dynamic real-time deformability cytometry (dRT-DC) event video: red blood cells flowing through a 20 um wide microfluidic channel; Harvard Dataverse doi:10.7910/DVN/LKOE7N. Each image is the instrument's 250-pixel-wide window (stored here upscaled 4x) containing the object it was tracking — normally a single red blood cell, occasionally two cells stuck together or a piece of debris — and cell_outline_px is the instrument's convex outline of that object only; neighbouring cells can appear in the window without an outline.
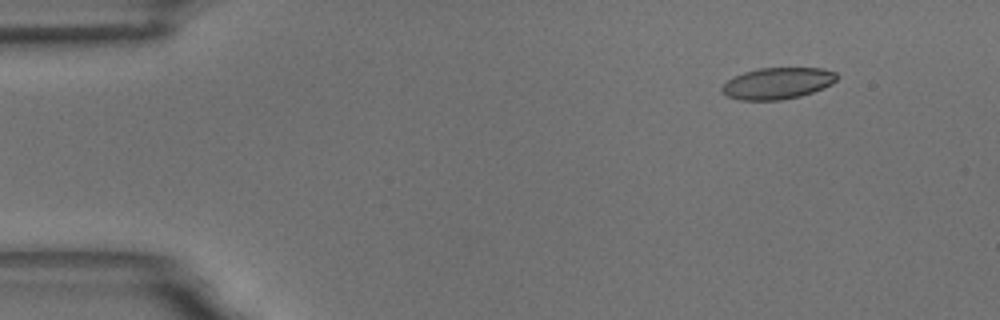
{"species": "common noctule bat (a hibernating species)", "species_latin": "Nyctalus noctula", "temperature_condition": "room temperature", "stored_images_in_passage": 3, "camera_frame_rate_fps": 3000, "um_per_image_px": 0.085, "animal": {"sex": "male", "body_mass_g": 18.8}, "frame": {"image": 1, "passage_image": 1, "time_ms": 0.0, "image_size_px": [1000, 320], "cell_outline_px": [[840, 76], [832, 84], [824, 88], [800, 96], [780, 100], [740, 100], [728, 96], [720, 92], [720, 88], [728, 80], [744, 72], [760, 68], [824, 68], [836, 72]], "centroid_in_image_um": [66.12, 7.08], "position_along_channel_um": 18.9, "area_um2": 21.15}}
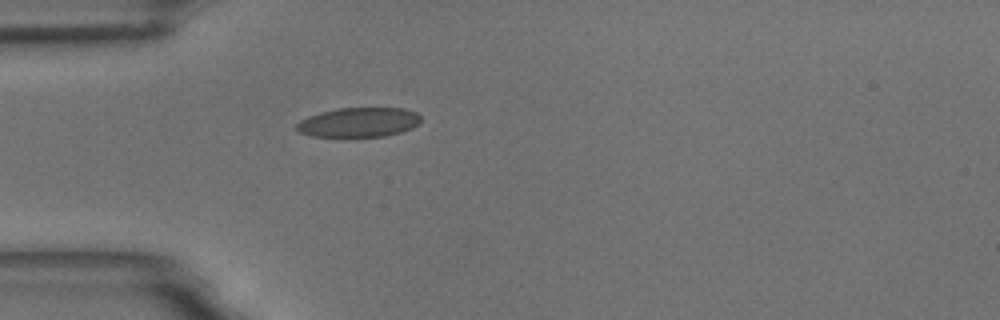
{"frame": {"image": 2, "passage_image": 3, "time_ms": 3.333, "image_size_px": [1000, 320], "cell_outline_px": [[420, 124], [412, 128], [400, 132], [384, 136], [312, 136], [300, 132], [296, 128], [296, 124], [300, 120], [308, 116], [320, 112], [336, 108], [404, 108], [416, 112], [420, 116]], "centroid_in_image_um": [30.51, 10.38], "position_along_channel_um": 54.5, "area_um2": 21.33}}